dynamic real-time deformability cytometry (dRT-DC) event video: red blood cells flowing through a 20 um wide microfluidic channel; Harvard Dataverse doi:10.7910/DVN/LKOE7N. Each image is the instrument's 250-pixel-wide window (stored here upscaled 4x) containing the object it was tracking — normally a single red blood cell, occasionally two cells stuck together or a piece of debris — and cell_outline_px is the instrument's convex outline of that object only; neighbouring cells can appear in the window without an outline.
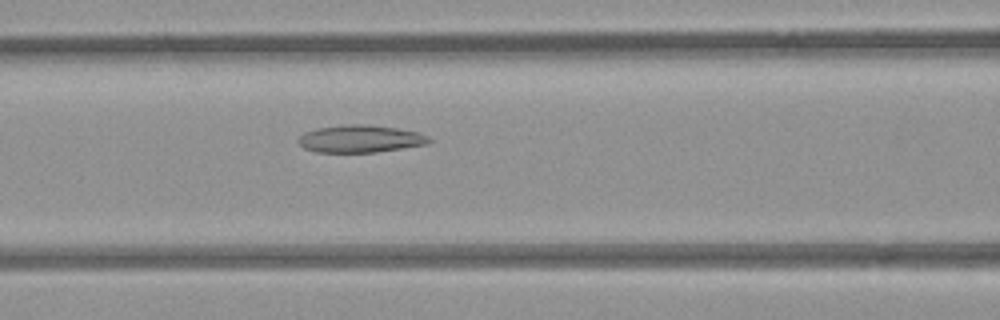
{"species": "common noctule bat (a hibernating species)", "species_latin": "Nyctalus noctula", "temperature_condition": "room temperature", "stored_images_in_passage": 40, "camera_frame_rate_fps": 3000, "um_per_image_px": 0.085, "animal": {"sex": "female", "body_mass_g": 21.9}, "frame": {"image": 1, "passage_image": 9, "time_ms": 2.667, "image_size_px": [1000, 320], "cell_outline_px": [[432, 140], [428, 144], [376, 152], [316, 152], [304, 148], [296, 140], [304, 132], [316, 128], [344, 124], [368, 124], [396, 128], [416, 132], [428, 136]], "centroid_in_image_um": [30.6, 11.79], "position_along_channel_um": 136.0, "area_um2": 20.92}}
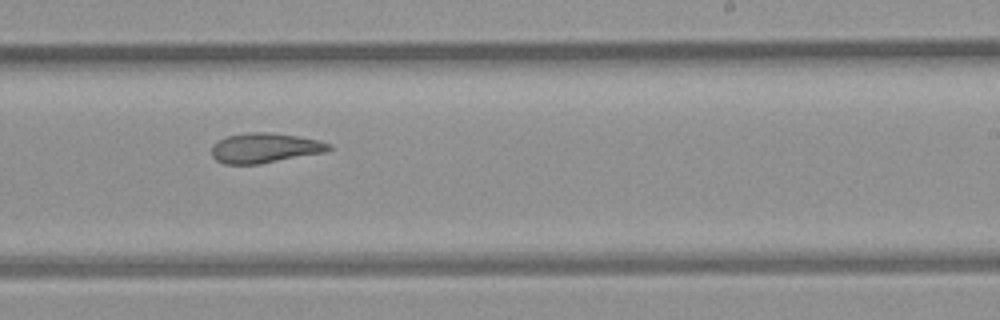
{"frame": {"image": 2, "passage_image": 19, "time_ms": 6.0, "image_size_px": [1000, 320], "cell_outline_px": [[332, 148], [324, 152], [260, 164], [224, 164], [216, 160], [212, 156], [212, 144], [228, 136], [248, 132], [272, 132], [320, 140], [332, 144]], "centroid_in_image_um": [22.51, 12.57], "position_along_channel_um": 266.5, "area_um2": 20.4}}
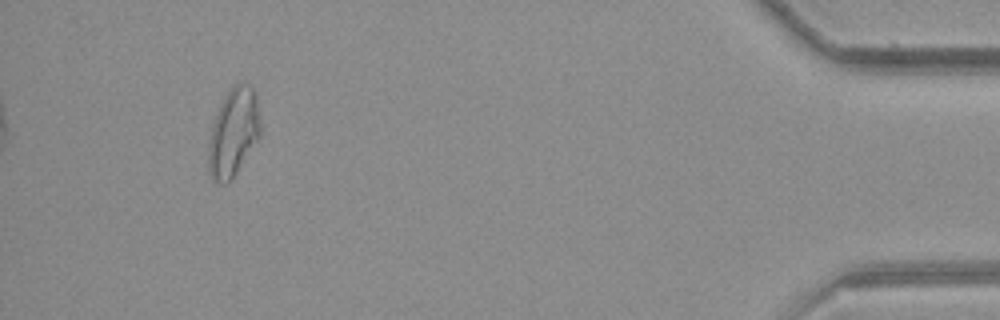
{"frame": {"image": 3, "passage_image": 36, "time_ms": 11.667, "image_size_px": [1000, 320], "cell_outline_px": [[260, 136], [232, 180], [224, 184], [220, 184], [212, 180], [208, 168], [208, 140], [212, 124], [220, 104], [228, 88], [240, 80], [244, 80], [252, 88], [256, 96], [260, 124]], "centroid_in_image_um": [19.82, 11.25], "position_along_channel_um": 415.4, "area_um2": 27.11}, "authors_computed_cell_mechanics": {"area_um2": 22.1952, "velocity_mm_per_s": 3.9215, "shape_relaxation_time_tau1_ms": null, "shape_relaxation_time_tau2_ms": 6.9254, "deformation_change_tau1": null, "deformation_change_tau2": 0.1647}}